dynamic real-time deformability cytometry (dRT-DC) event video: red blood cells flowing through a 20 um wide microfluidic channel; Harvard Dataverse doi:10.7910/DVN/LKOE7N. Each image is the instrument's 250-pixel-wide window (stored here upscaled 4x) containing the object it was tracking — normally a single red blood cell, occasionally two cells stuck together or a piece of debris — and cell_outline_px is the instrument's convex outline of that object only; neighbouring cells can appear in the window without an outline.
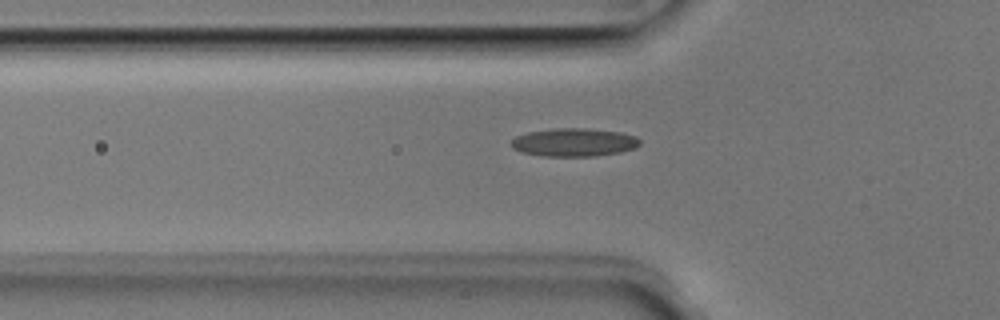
{"species": "Egyptian fruit bat (a non-hibernating species)", "species_latin": "Rousettus aegyptiacus", "temperature_condition": "room temperature", "stored_images_in_passage": 34, "camera_frame_rate_fps": 3000, "um_per_image_px": 0.085, "animal": {"sex": "male"}, "frame": {"image": 1, "passage_image": 3, "time_ms": 0.667, "image_size_px": [1000, 320], "cell_outline_px": [[640, 144], [636, 148], [620, 152], [592, 156], [544, 156], [520, 152], [512, 148], [512, 140], [516, 136], [528, 132], [556, 128], [584, 128], [620, 132], [636, 136], [640, 140]], "centroid_in_image_um": [48.8, 12.1], "position_along_channel_um": 77.0, "area_um2": 21.1}}
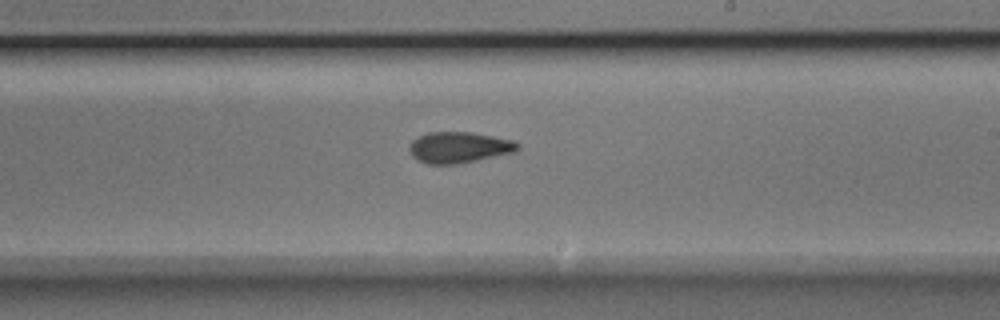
{"frame": {"image": 2, "passage_image": 16, "time_ms": 5.0, "image_size_px": [1000, 320], "cell_outline_px": [[520, 148], [516, 152], [456, 164], [428, 164], [416, 160], [412, 156], [408, 148], [412, 140], [428, 132], [472, 132], [512, 140], [520, 144]], "centroid_in_image_um": [39.01, 12.53], "position_along_channel_um": 250.0, "area_um2": 19.65}}
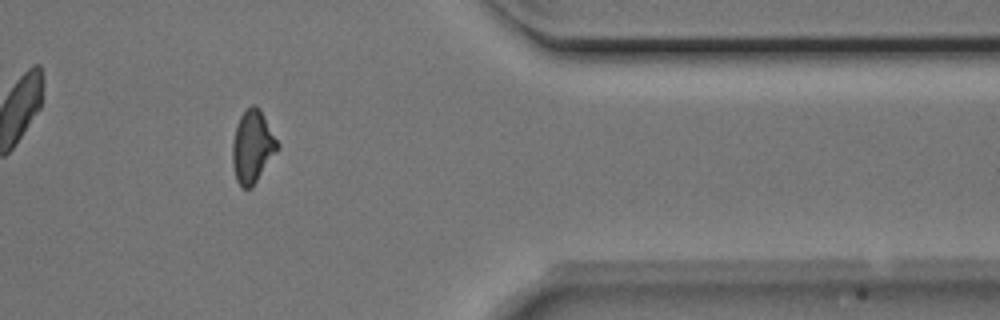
{"frame": {"image": 3, "passage_image": 28, "time_ms": 9.0, "image_size_px": [1000, 320], "cell_outline_px": [[280, 148], [252, 188], [244, 188], [236, 180], [232, 164], [232, 140], [236, 124], [240, 116], [252, 104], [256, 104], [260, 108], [280, 144]], "centroid_in_image_um": [21.47, 12.46], "position_along_channel_um": 389.9, "area_um2": 19.36}, "authors_computed_cell_mechanics": {"area_um2": 19.3341, "velocity_mm_per_s": 3.9714, "shape_relaxation_time_tau1_ms": 7.1246, "shape_relaxation_time_tau2_ms": 3.2223, "deformation_change_tau1": 0.173, "deformation_change_tau2": 0.1107}}